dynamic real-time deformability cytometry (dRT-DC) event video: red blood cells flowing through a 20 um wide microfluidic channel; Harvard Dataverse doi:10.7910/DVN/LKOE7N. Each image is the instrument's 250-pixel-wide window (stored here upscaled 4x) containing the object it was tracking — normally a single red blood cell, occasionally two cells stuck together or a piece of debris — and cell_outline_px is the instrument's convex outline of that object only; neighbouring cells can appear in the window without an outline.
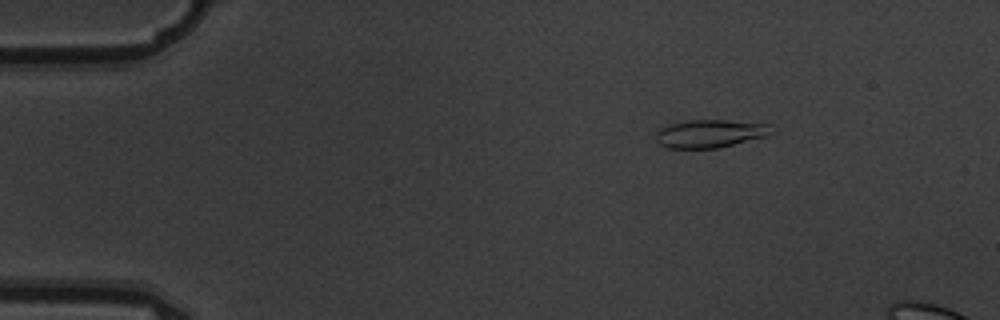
{"species": "common noctule bat (a hibernating species)", "species_latin": "Nyctalus noctula", "temperature_condition": "warm", "stored_images_in_passage": 6, "camera_frame_rate_fps": 3000, "um_per_image_px": 0.085, "animal": {"sex": "male", "body_mass_g": 19.5, "forearm_length_mm": 54.6}, "frame": {"image": 1, "passage_image": 3, "time_ms": 0.667, "image_size_px": [1000, 320], "cell_outline_px": [[776, 132], [768, 136], [716, 148], [668, 148], [660, 144], [656, 140], [656, 132], [660, 128], [672, 124], [688, 120], [724, 120], [772, 124]], "centroid_in_image_um": [60.43, 11.35], "position_along_channel_um": 24.6, "area_um2": 18.96}}